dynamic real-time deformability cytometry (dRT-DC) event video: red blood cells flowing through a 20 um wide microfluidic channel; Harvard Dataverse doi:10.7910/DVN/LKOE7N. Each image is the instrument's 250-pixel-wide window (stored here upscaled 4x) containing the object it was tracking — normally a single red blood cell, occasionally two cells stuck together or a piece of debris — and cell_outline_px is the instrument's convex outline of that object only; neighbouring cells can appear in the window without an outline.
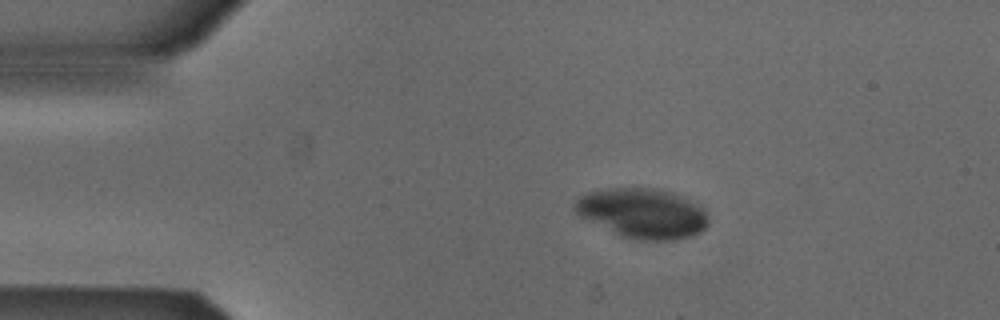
{"species": "Egyptian fruit bat (a non-hibernating species)", "species_latin": "Rousettus aegyptiacus", "temperature_condition": "cold", "stored_images_in_passage": 3, "camera_frame_rate_fps": 3000, "um_per_image_px": 0.085, "animal": {"sex": "male"}, "frame": {"image": 1, "passage_image": 1, "time_ms": 0.0, "image_size_px": [1000, 320], "cell_outline_px": [[708, 224], [700, 232], [692, 236], [676, 240], [640, 240], [620, 236], [580, 216], [572, 208], [572, 204], [580, 196], [588, 192], [608, 188], [656, 188], [672, 192], [700, 208], [708, 216]], "centroid_in_image_um": [54.57, 18.13], "position_along_channel_um": 30.4, "area_um2": 38.49}}